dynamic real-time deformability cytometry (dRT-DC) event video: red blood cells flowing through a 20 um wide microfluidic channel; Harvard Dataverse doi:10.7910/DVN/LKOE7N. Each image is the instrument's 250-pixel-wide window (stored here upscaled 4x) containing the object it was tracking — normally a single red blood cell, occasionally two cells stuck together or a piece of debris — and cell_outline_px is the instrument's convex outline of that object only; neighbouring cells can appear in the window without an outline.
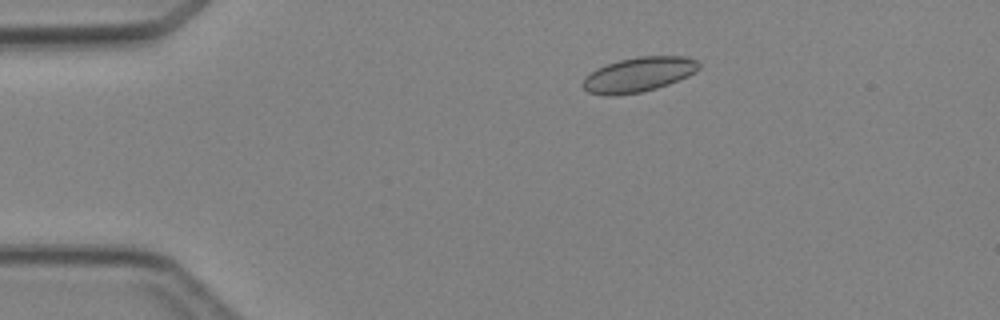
{"species": "Egyptian fruit bat (a non-hibernating species)", "species_latin": "Rousettus aegyptiacus", "temperature_condition": "cold", "stored_images_in_passage": 3, "camera_frame_rate_fps": 3000, "um_per_image_px": 0.085, "animal": {"sex": "female"}, "frame": {"image": 1, "passage_image": 1, "time_ms": 0.0, "image_size_px": [1000, 320], "cell_outline_px": [[700, 68], [696, 72], [688, 76], [668, 84], [656, 88], [640, 92], [616, 96], [608, 96], [588, 92], [580, 84], [584, 76], [596, 68], [620, 60], [636, 56], [684, 56], [696, 60], [700, 64]], "centroid_in_image_um": [54.25, 6.34], "position_along_channel_um": 30.7, "area_um2": 23.64}}
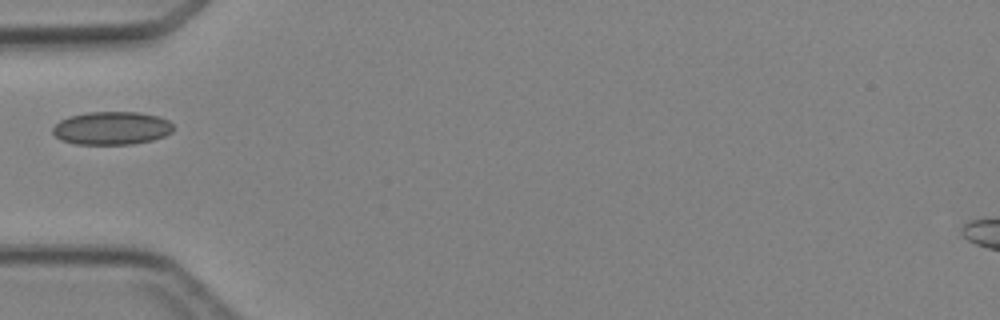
{"frame": {"image": 2, "passage_image": 3, "time_ms": 2.333, "image_size_px": [1000, 320], "cell_outline_px": [[172, 132], [164, 136], [152, 140], [132, 144], [76, 144], [60, 140], [52, 132], [52, 128], [60, 120], [68, 116], [88, 112], [140, 112], [160, 116], [168, 120], [172, 124]], "centroid_in_image_um": [9.49, 10.88], "position_along_channel_um": 75.5, "area_um2": 23.41}}